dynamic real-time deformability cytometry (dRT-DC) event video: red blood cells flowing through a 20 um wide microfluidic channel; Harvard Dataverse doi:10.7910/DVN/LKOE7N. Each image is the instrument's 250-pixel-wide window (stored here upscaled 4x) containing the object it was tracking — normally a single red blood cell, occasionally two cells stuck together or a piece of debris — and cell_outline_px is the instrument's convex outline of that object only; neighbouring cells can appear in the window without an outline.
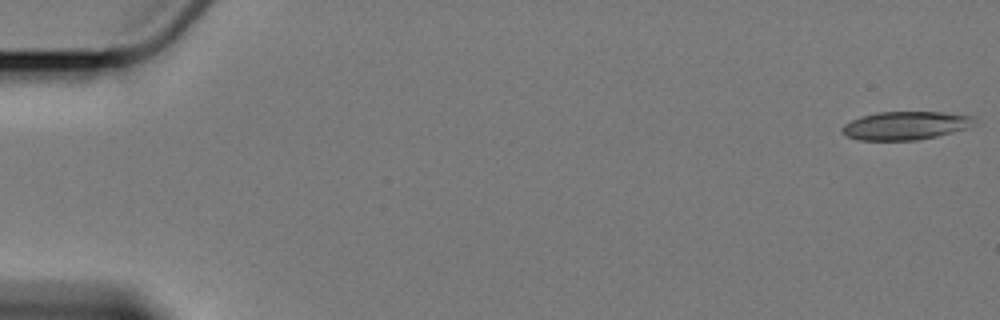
{"species": "Egyptian fruit bat (a non-hibernating species)", "species_latin": "Rousettus aegyptiacus", "temperature_condition": "cold", "stored_images_in_passage": 5, "camera_frame_rate_fps": 3000, "um_per_image_px": 0.085, "animal": {"sex": "female"}, "frame": {"image": 1, "passage_image": 1, "time_ms": 0.0, "image_size_px": [1000, 320], "cell_outline_px": [[976, 124], [968, 128], [936, 136], [916, 140], [860, 140], [848, 136], [840, 132], [840, 128], [844, 124], [860, 116], [876, 112], [948, 112], [976, 116]], "centroid_in_image_um": [77.0, 10.66], "position_along_channel_um": 8.0, "area_um2": 22.08}}
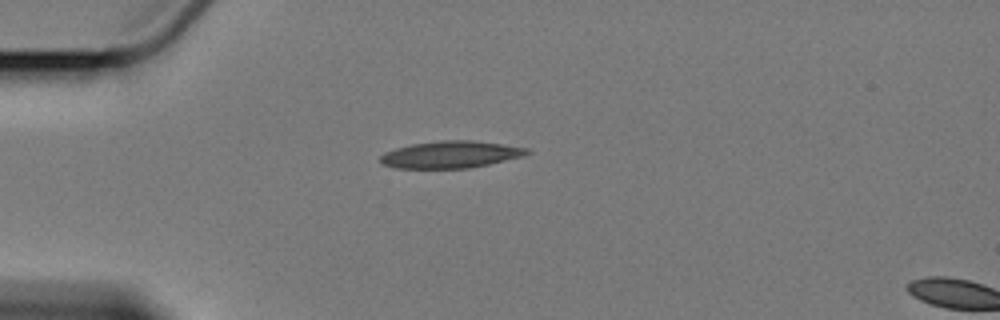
{"frame": {"image": 2, "passage_image": 4, "time_ms": 5.0, "image_size_px": [1000, 320], "cell_outline_px": [[532, 152], [524, 156], [488, 164], [468, 168], [392, 168], [384, 164], [380, 160], [380, 156], [384, 152], [396, 148], [412, 144], [440, 140], [472, 140], [532, 148]], "centroid_in_image_um": [38.34, 13.13], "position_along_channel_um": 46.7, "area_um2": 23.18}}